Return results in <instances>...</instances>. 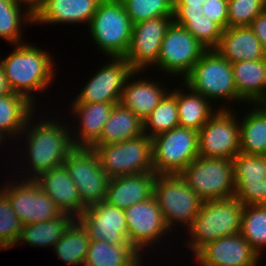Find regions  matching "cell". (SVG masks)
Instances as JSON below:
<instances>
[{
    "mask_svg": "<svg viewBox=\"0 0 266 266\" xmlns=\"http://www.w3.org/2000/svg\"><path fill=\"white\" fill-rule=\"evenodd\" d=\"M32 43L16 44L15 49L0 64L12 92L36 104L32 92L47 91L54 76V63L50 53Z\"/></svg>",
    "mask_w": 266,
    "mask_h": 266,
    "instance_id": "obj_1",
    "label": "cell"
},
{
    "mask_svg": "<svg viewBox=\"0 0 266 266\" xmlns=\"http://www.w3.org/2000/svg\"><path fill=\"white\" fill-rule=\"evenodd\" d=\"M32 117L33 115L28 119L21 133V136L26 133L25 139L28 140L26 141L29 158L27 165L31 169L29 171L31 173L25 174V177L28 176L26 179H35L43 172L62 166L69 153L74 149L70 137L72 130H69L66 124L62 125L59 121L49 118L46 121L37 122V124L33 122L31 125Z\"/></svg>",
    "mask_w": 266,
    "mask_h": 266,
    "instance_id": "obj_2",
    "label": "cell"
},
{
    "mask_svg": "<svg viewBox=\"0 0 266 266\" xmlns=\"http://www.w3.org/2000/svg\"><path fill=\"white\" fill-rule=\"evenodd\" d=\"M244 205L234 196L203 201L188 233V246L196 254L203 246L218 238L241 232Z\"/></svg>",
    "mask_w": 266,
    "mask_h": 266,
    "instance_id": "obj_3",
    "label": "cell"
},
{
    "mask_svg": "<svg viewBox=\"0 0 266 266\" xmlns=\"http://www.w3.org/2000/svg\"><path fill=\"white\" fill-rule=\"evenodd\" d=\"M132 26L120 0H102L88 29L98 49L110 59L126 55L131 42Z\"/></svg>",
    "mask_w": 266,
    "mask_h": 266,
    "instance_id": "obj_4",
    "label": "cell"
},
{
    "mask_svg": "<svg viewBox=\"0 0 266 266\" xmlns=\"http://www.w3.org/2000/svg\"><path fill=\"white\" fill-rule=\"evenodd\" d=\"M182 84L210 101L226 99L230 103L233 100V103L238 102L232 64L216 50H207Z\"/></svg>",
    "mask_w": 266,
    "mask_h": 266,
    "instance_id": "obj_5",
    "label": "cell"
},
{
    "mask_svg": "<svg viewBox=\"0 0 266 266\" xmlns=\"http://www.w3.org/2000/svg\"><path fill=\"white\" fill-rule=\"evenodd\" d=\"M153 195L170 231L178 222L188 230L203 202L180 174L156 175Z\"/></svg>",
    "mask_w": 266,
    "mask_h": 266,
    "instance_id": "obj_6",
    "label": "cell"
},
{
    "mask_svg": "<svg viewBox=\"0 0 266 266\" xmlns=\"http://www.w3.org/2000/svg\"><path fill=\"white\" fill-rule=\"evenodd\" d=\"M180 175L203 201L234 197L235 180L230 159L198 156Z\"/></svg>",
    "mask_w": 266,
    "mask_h": 266,
    "instance_id": "obj_7",
    "label": "cell"
},
{
    "mask_svg": "<svg viewBox=\"0 0 266 266\" xmlns=\"http://www.w3.org/2000/svg\"><path fill=\"white\" fill-rule=\"evenodd\" d=\"M109 178L154 172L152 138L146 134L104 146H92Z\"/></svg>",
    "mask_w": 266,
    "mask_h": 266,
    "instance_id": "obj_8",
    "label": "cell"
},
{
    "mask_svg": "<svg viewBox=\"0 0 266 266\" xmlns=\"http://www.w3.org/2000/svg\"><path fill=\"white\" fill-rule=\"evenodd\" d=\"M153 170L180 174L199 156L198 132L177 126L152 138Z\"/></svg>",
    "mask_w": 266,
    "mask_h": 266,
    "instance_id": "obj_9",
    "label": "cell"
},
{
    "mask_svg": "<svg viewBox=\"0 0 266 266\" xmlns=\"http://www.w3.org/2000/svg\"><path fill=\"white\" fill-rule=\"evenodd\" d=\"M63 166L76 185L85 209L105 200L110 178L102 169L98 155L93 149L74 148Z\"/></svg>",
    "mask_w": 266,
    "mask_h": 266,
    "instance_id": "obj_10",
    "label": "cell"
},
{
    "mask_svg": "<svg viewBox=\"0 0 266 266\" xmlns=\"http://www.w3.org/2000/svg\"><path fill=\"white\" fill-rule=\"evenodd\" d=\"M232 111L219 107L198 131L199 157L232 160L240 153V122Z\"/></svg>",
    "mask_w": 266,
    "mask_h": 266,
    "instance_id": "obj_11",
    "label": "cell"
},
{
    "mask_svg": "<svg viewBox=\"0 0 266 266\" xmlns=\"http://www.w3.org/2000/svg\"><path fill=\"white\" fill-rule=\"evenodd\" d=\"M206 51L188 30L173 21L161 43L157 69L184 79Z\"/></svg>",
    "mask_w": 266,
    "mask_h": 266,
    "instance_id": "obj_12",
    "label": "cell"
},
{
    "mask_svg": "<svg viewBox=\"0 0 266 266\" xmlns=\"http://www.w3.org/2000/svg\"><path fill=\"white\" fill-rule=\"evenodd\" d=\"M23 179L5 183L1 188L23 226L52 220L63 214L34 179Z\"/></svg>",
    "mask_w": 266,
    "mask_h": 266,
    "instance_id": "obj_13",
    "label": "cell"
},
{
    "mask_svg": "<svg viewBox=\"0 0 266 266\" xmlns=\"http://www.w3.org/2000/svg\"><path fill=\"white\" fill-rule=\"evenodd\" d=\"M173 16H161L133 24L129 49L124 56L134 72L156 67L161 43ZM148 67V68H147Z\"/></svg>",
    "mask_w": 266,
    "mask_h": 266,
    "instance_id": "obj_14",
    "label": "cell"
},
{
    "mask_svg": "<svg viewBox=\"0 0 266 266\" xmlns=\"http://www.w3.org/2000/svg\"><path fill=\"white\" fill-rule=\"evenodd\" d=\"M124 212L127 239L140 254H143L145 247L151 248L150 245L158 243L159 239L170 232L154 195L125 209Z\"/></svg>",
    "mask_w": 266,
    "mask_h": 266,
    "instance_id": "obj_15",
    "label": "cell"
},
{
    "mask_svg": "<svg viewBox=\"0 0 266 266\" xmlns=\"http://www.w3.org/2000/svg\"><path fill=\"white\" fill-rule=\"evenodd\" d=\"M109 62L87 81L72 103H120L125 82L134 71L124 57H112Z\"/></svg>",
    "mask_w": 266,
    "mask_h": 266,
    "instance_id": "obj_16",
    "label": "cell"
},
{
    "mask_svg": "<svg viewBox=\"0 0 266 266\" xmlns=\"http://www.w3.org/2000/svg\"><path fill=\"white\" fill-rule=\"evenodd\" d=\"M232 162L234 196L243 205H266V155L238 153Z\"/></svg>",
    "mask_w": 266,
    "mask_h": 266,
    "instance_id": "obj_17",
    "label": "cell"
},
{
    "mask_svg": "<svg viewBox=\"0 0 266 266\" xmlns=\"http://www.w3.org/2000/svg\"><path fill=\"white\" fill-rule=\"evenodd\" d=\"M77 220L87 230L90 240H103L114 245L130 244L124 209L106 200L87 207Z\"/></svg>",
    "mask_w": 266,
    "mask_h": 266,
    "instance_id": "obj_18",
    "label": "cell"
},
{
    "mask_svg": "<svg viewBox=\"0 0 266 266\" xmlns=\"http://www.w3.org/2000/svg\"><path fill=\"white\" fill-rule=\"evenodd\" d=\"M259 257L241 233L218 238L195 254L201 266H257Z\"/></svg>",
    "mask_w": 266,
    "mask_h": 266,
    "instance_id": "obj_19",
    "label": "cell"
},
{
    "mask_svg": "<svg viewBox=\"0 0 266 266\" xmlns=\"http://www.w3.org/2000/svg\"><path fill=\"white\" fill-rule=\"evenodd\" d=\"M34 180L62 213L77 219L85 210L77 187L63 165L39 174Z\"/></svg>",
    "mask_w": 266,
    "mask_h": 266,
    "instance_id": "obj_20",
    "label": "cell"
},
{
    "mask_svg": "<svg viewBox=\"0 0 266 266\" xmlns=\"http://www.w3.org/2000/svg\"><path fill=\"white\" fill-rule=\"evenodd\" d=\"M102 0H44L34 12V23L71 24L87 23L88 26Z\"/></svg>",
    "mask_w": 266,
    "mask_h": 266,
    "instance_id": "obj_21",
    "label": "cell"
},
{
    "mask_svg": "<svg viewBox=\"0 0 266 266\" xmlns=\"http://www.w3.org/2000/svg\"><path fill=\"white\" fill-rule=\"evenodd\" d=\"M154 172L110 178L105 200L118 208L127 209L153 195Z\"/></svg>",
    "mask_w": 266,
    "mask_h": 266,
    "instance_id": "obj_22",
    "label": "cell"
},
{
    "mask_svg": "<svg viewBox=\"0 0 266 266\" xmlns=\"http://www.w3.org/2000/svg\"><path fill=\"white\" fill-rule=\"evenodd\" d=\"M118 103H72V114L79 118L78 131L71 134L74 148H91L99 139L113 106ZM76 136V137H74Z\"/></svg>",
    "mask_w": 266,
    "mask_h": 266,
    "instance_id": "obj_23",
    "label": "cell"
},
{
    "mask_svg": "<svg viewBox=\"0 0 266 266\" xmlns=\"http://www.w3.org/2000/svg\"><path fill=\"white\" fill-rule=\"evenodd\" d=\"M215 50L230 63L266 58V52L250 26L227 27Z\"/></svg>",
    "mask_w": 266,
    "mask_h": 266,
    "instance_id": "obj_24",
    "label": "cell"
},
{
    "mask_svg": "<svg viewBox=\"0 0 266 266\" xmlns=\"http://www.w3.org/2000/svg\"><path fill=\"white\" fill-rule=\"evenodd\" d=\"M141 72H133L126 80L120 103L130 109L142 121L152 112L168 93L165 87H160L158 82L145 80L130 81L132 76H138ZM130 82H129V81Z\"/></svg>",
    "mask_w": 266,
    "mask_h": 266,
    "instance_id": "obj_25",
    "label": "cell"
},
{
    "mask_svg": "<svg viewBox=\"0 0 266 266\" xmlns=\"http://www.w3.org/2000/svg\"><path fill=\"white\" fill-rule=\"evenodd\" d=\"M232 64L238 101L249 105L261 103L266 98V58L244 60Z\"/></svg>",
    "mask_w": 266,
    "mask_h": 266,
    "instance_id": "obj_26",
    "label": "cell"
},
{
    "mask_svg": "<svg viewBox=\"0 0 266 266\" xmlns=\"http://www.w3.org/2000/svg\"><path fill=\"white\" fill-rule=\"evenodd\" d=\"M143 134V121L121 103L115 104L103 127L100 139L93 146L120 143Z\"/></svg>",
    "mask_w": 266,
    "mask_h": 266,
    "instance_id": "obj_27",
    "label": "cell"
},
{
    "mask_svg": "<svg viewBox=\"0 0 266 266\" xmlns=\"http://www.w3.org/2000/svg\"><path fill=\"white\" fill-rule=\"evenodd\" d=\"M142 256L130 244L91 240L83 266H142Z\"/></svg>",
    "mask_w": 266,
    "mask_h": 266,
    "instance_id": "obj_28",
    "label": "cell"
},
{
    "mask_svg": "<svg viewBox=\"0 0 266 266\" xmlns=\"http://www.w3.org/2000/svg\"><path fill=\"white\" fill-rule=\"evenodd\" d=\"M34 108V104L20 94L11 92L0 96V139L5 141L6 135L20 138L28 119L34 115Z\"/></svg>",
    "mask_w": 266,
    "mask_h": 266,
    "instance_id": "obj_29",
    "label": "cell"
},
{
    "mask_svg": "<svg viewBox=\"0 0 266 266\" xmlns=\"http://www.w3.org/2000/svg\"><path fill=\"white\" fill-rule=\"evenodd\" d=\"M184 87L186 92L180 88L171 91L177 99L179 126L198 132L217 110H213L210 100Z\"/></svg>",
    "mask_w": 266,
    "mask_h": 266,
    "instance_id": "obj_30",
    "label": "cell"
},
{
    "mask_svg": "<svg viewBox=\"0 0 266 266\" xmlns=\"http://www.w3.org/2000/svg\"><path fill=\"white\" fill-rule=\"evenodd\" d=\"M256 106V107H255ZM240 153L266 155V110L260 104H253L241 120Z\"/></svg>",
    "mask_w": 266,
    "mask_h": 266,
    "instance_id": "obj_31",
    "label": "cell"
},
{
    "mask_svg": "<svg viewBox=\"0 0 266 266\" xmlns=\"http://www.w3.org/2000/svg\"><path fill=\"white\" fill-rule=\"evenodd\" d=\"M90 241L87 230L75 219L55 243L53 250L67 265L83 266Z\"/></svg>",
    "mask_w": 266,
    "mask_h": 266,
    "instance_id": "obj_32",
    "label": "cell"
},
{
    "mask_svg": "<svg viewBox=\"0 0 266 266\" xmlns=\"http://www.w3.org/2000/svg\"><path fill=\"white\" fill-rule=\"evenodd\" d=\"M74 220L75 218L71 215L63 213L52 220L25 225L17 244L22 242V244L29 243L33 247H54Z\"/></svg>",
    "mask_w": 266,
    "mask_h": 266,
    "instance_id": "obj_33",
    "label": "cell"
},
{
    "mask_svg": "<svg viewBox=\"0 0 266 266\" xmlns=\"http://www.w3.org/2000/svg\"><path fill=\"white\" fill-rule=\"evenodd\" d=\"M21 23L33 25L34 13L30 8L22 6L17 0H0V39L14 46L21 44Z\"/></svg>",
    "mask_w": 266,
    "mask_h": 266,
    "instance_id": "obj_34",
    "label": "cell"
},
{
    "mask_svg": "<svg viewBox=\"0 0 266 266\" xmlns=\"http://www.w3.org/2000/svg\"><path fill=\"white\" fill-rule=\"evenodd\" d=\"M169 92L143 120V133L150 138L179 126L177 99Z\"/></svg>",
    "mask_w": 266,
    "mask_h": 266,
    "instance_id": "obj_35",
    "label": "cell"
},
{
    "mask_svg": "<svg viewBox=\"0 0 266 266\" xmlns=\"http://www.w3.org/2000/svg\"><path fill=\"white\" fill-rule=\"evenodd\" d=\"M240 233L260 256L266 248V205H244Z\"/></svg>",
    "mask_w": 266,
    "mask_h": 266,
    "instance_id": "obj_36",
    "label": "cell"
},
{
    "mask_svg": "<svg viewBox=\"0 0 266 266\" xmlns=\"http://www.w3.org/2000/svg\"><path fill=\"white\" fill-rule=\"evenodd\" d=\"M23 224L12 209L7 194L0 188V250L17 246Z\"/></svg>",
    "mask_w": 266,
    "mask_h": 266,
    "instance_id": "obj_37",
    "label": "cell"
},
{
    "mask_svg": "<svg viewBox=\"0 0 266 266\" xmlns=\"http://www.w3.org/2000/svg\"><path fill=\"white\" fill-rule=\"evenodd\" d=\"M130 17L131 23L173 16V0H120Z\"/></svg>",
    "mask_w": 266,
    "mask_h": 266,
    "instance_id": "obj_38",
    "label": "cell"
},
{
    "mask_svg": "<svg viewBox=\"0 0 266 266\" xmlns=\"http://www.w3.org/2000/svg\"><path fill=\"white\" fill-rule=\"evenodd\" d=\"M265 10L264 0H228V27L250 26Z\"/></svg>",
    "mask_w": 266,
    "mask_h": 266,
    "instance_id": "obj_39",
    "label": "cell"
},
{
    "mask_svg": "<svg viewBox=\"0 0 266 266\" xmlns=\"http://www.w3.org/2000/svg\"><path fill=\"white\" fill-rule=\"evenodd\" d=\"M183 27L207 50H215L220 42L223 29L205 15L190 18Z\"/></svg>",
    "mask_w": 266,
    "mask_h": 266,
    "instance_id": "obj_40",
    "label": "cell"
},
{
    "mask_svg": "<svg viewBox=\"0 0 266 266\" xmlns=\"http://www.w3.org/2000/svg\"><path fill=\"white\" fill-rule=\"evenodd\" d=\"M202 8L204 15L223 30L228 27V0H206Z\"/></svg>",
    "mask_w": 266,
    "mask_h": 266,
    "instance_id": "obj_41",
    "label": "cell"
},
{
    "mask_svg": "<svg viewBox=\"0 0 266 266\" xmlns=\"http://www.w3.org/2000/svg\"><path fill=\"white\" fill-rule=\"evenodd\" d=\"M202 7H189V5H173V21L183 26L190 18L204 15Z\"/></svg>",
    "mask_w": 266,
    "mask_h": 266,
    "instance_id": "obj_42",
    "label": "cell"
},
{
    "mask_svg": "<svg viewBox=\"0 0 266 266\" xmlns=\"http://www.w3.org/2000/svg\"><path fill=\"white\" fill-rule=\"evenodd\" d=\"M250 27L266 52V10L253 19Z\"/></svg>",
    "mask_w": 266,
    "mask_h": 266,
    "instance_id": "obj_43",
    "label": "cell"
},
{
    "mask_svg": "<svg viewBox=\"0 0 266 266\" xmlns=\"http://www.w3.org/2000/svg\"><path fill=\"white\" fill-rule=\"evenodd\" d=\"M11 89L8 86L4 70L0 64V96L11 93Z\"/></svg>",
    "mask_w": 266,
    "mask_h": 266,
    "instance_id": "obj_44",
    "label": "cell"
},
{
    "mask_svg": "<svg viewBox=\"0 0 266 266\" xmlns=\"http://www.w3.org/2000/svg\"><path fill=\"white\" fill-rule=\"evenodd\" d=\"M206 0H173V5H189V7H202Z\"/></svg>",
    "mask_w": 266,
    "mask_h": 266,
    "instance_id": "obj_45",
    "label": "cell"
},
{
    "mask_svg": "<svg viewBox=\"0 0 266 266\" xmlns=\"http://www.w3.org/2000/svg\"><path fill=\"white\" fill-rule=\"evenodd\" d=\"M23 5H27L28 8L34 13L44 2V0H17ZM30 4V5H29Z\"/></svg>",
    "mask_w": 266,
    "mask_h": 266,
    "instance_id": "obj_46",
    "label": "cell"
},
{
    "mask_svg": "<svg viewBox=\"0 0 266 266\" xmlns=\"http://www.w3.org/2000/svg\"><path fill=\"white\" fill-rule=\"evenodd\" d=\"M264 109L266 110V98L260 103Z\"/></svg>",
    "mask_w": 266,
    "mask_h": 266,
    "instance_id": "obj_47",
    "label": "cell"
}]
</instances>
